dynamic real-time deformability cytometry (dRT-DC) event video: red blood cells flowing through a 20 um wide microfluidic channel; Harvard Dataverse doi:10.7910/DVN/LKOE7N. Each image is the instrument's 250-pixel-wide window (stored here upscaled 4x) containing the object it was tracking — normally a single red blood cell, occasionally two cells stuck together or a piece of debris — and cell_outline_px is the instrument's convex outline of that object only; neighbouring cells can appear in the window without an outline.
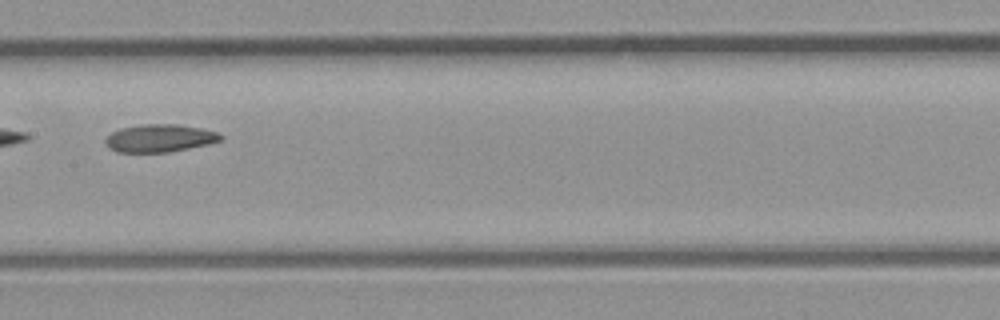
{"species": "common noctule bat (a hibernating species)", "species_latin": "Nyctalus noctula", "temperature_condition": "room temperature", "stored_images_in_passage": 25, "camera_frame_rate_fps": 3000, "um_per_image_px": 0.085, "animal": {"sex": "male", "body_mass_g": 23.1, "forearm_length_mm": 52.7}, "frame": {"image": 1, "passage_image": 8, "time_ms": 2.333, "image_size_px": [1000, 320], "cell_outline_px": [[224, 136], [220, 140], [208, 144], [168, 152], [116, 152], [108, 148], [104, 140], [112, 132], [120, 128], [140, 124], [180, 124], [200, 128], [216, 132]], "centroid_in_image_um": [13.54, 11.74], "position_along_channel_um": 193.9, "area_um2": 18.61}}